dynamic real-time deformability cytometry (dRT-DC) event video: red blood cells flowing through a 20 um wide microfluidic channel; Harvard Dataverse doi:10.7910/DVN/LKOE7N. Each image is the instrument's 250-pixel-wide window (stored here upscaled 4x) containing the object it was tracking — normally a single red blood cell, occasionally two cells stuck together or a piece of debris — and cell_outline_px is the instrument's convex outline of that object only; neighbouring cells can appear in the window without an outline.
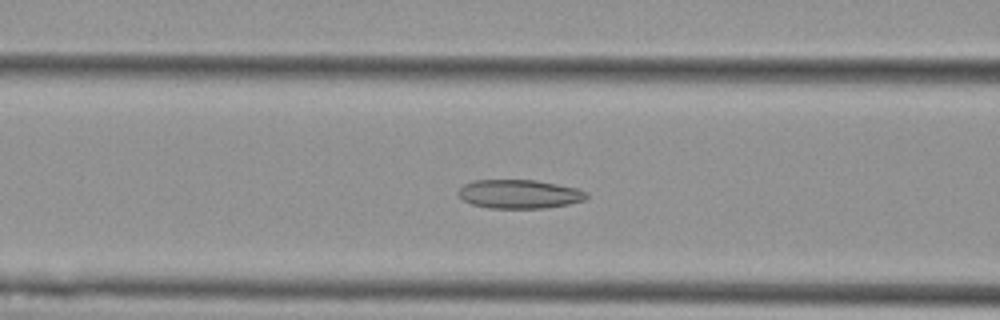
{"species": "Egyptian fruit bat (a non-hibernating species)", "species_latin": "Rousettus aegyptiacus", "temperature_condition": "cold", "stored_images_in_passage": 54, "camera_frame_rate_fps": 3000, "um_per_image_px": 0.085, "animal": {"sex": "female"}, "frame": {"image": 1, "passage_image": 22, "time_ms": 7.0, "image_size_px": [1000, 320], "cell_outline_px": [[588, 196], [584, 200], [568, 204], [544, 208], [488, 208], [472, 204], [464, 200], [456, 192], [464, 184], [476, 180], [536, 180], [580, 188], [588, 192]], "centroid_in_image_um": [44.17, 16.49], "position_along_channel_um": 122.4, "area_um2": 21.62}}
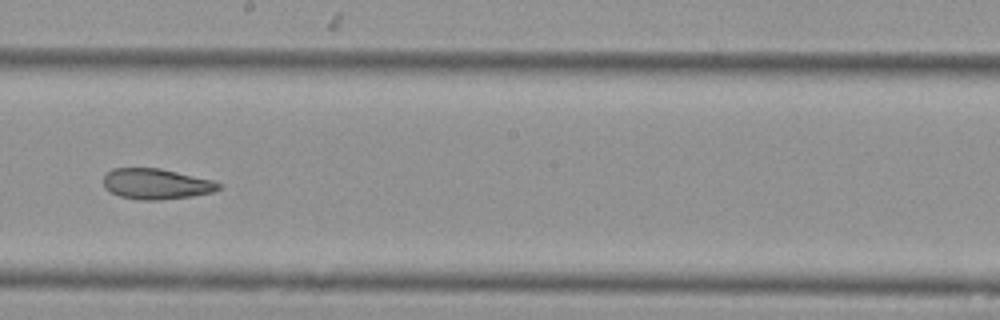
{"frame": {"image": 2, "passage_image": 31, "time_ms": 10.0, "image_size_px": [1000, 320], "cell_outline_px": [[220, 188], [212, 192], [192, 196], [160, 200], [140, 200], [120, 196], [104, 188], [104, 176], [112, 168], [160, 168], [212, 180], [220, 184]], "centroid_in_image_um": [13.26, 15.63], "position_along_channel_um": 234.9, "area_um2": 20.4}}
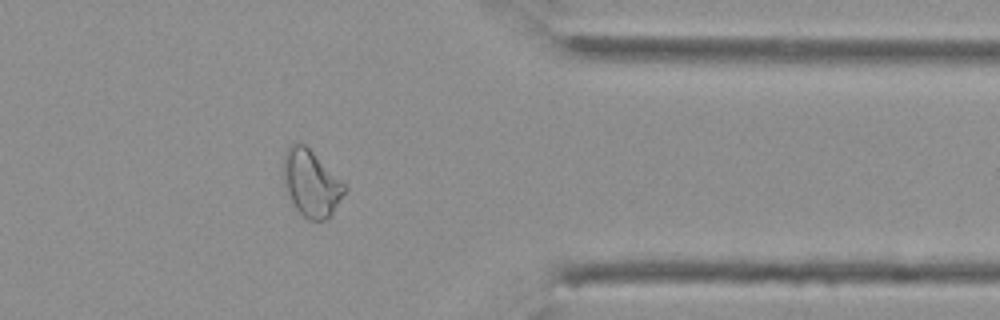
{"frame": {"image": 3, "passage_image": 44, "time_ms": 14.333, "image_size_px": [1000, 320], "cell_outline_px": [[348, 188], [332, 216], [324, 220], [308, 220], [296, 208], [284, 192], [280, 168], [280, 164], [284, 152], [296, 140], [304, 144]], "centroid_in_image_um": [26.37, 15.58], "position_along_channel_um": 385.0, "area_um2": 24.28}, "authors_computed_cell_mechanics": {"area_um2": 24.4205, "velocity_mm_per_s": 3.7631, "shape_relaxation_time_tau1_ms": null, "shape_relaxation_time_tau2_ms": 2.9995, "deformation_change_tau1": null, "deformation_change_tau2": 0.0967}}